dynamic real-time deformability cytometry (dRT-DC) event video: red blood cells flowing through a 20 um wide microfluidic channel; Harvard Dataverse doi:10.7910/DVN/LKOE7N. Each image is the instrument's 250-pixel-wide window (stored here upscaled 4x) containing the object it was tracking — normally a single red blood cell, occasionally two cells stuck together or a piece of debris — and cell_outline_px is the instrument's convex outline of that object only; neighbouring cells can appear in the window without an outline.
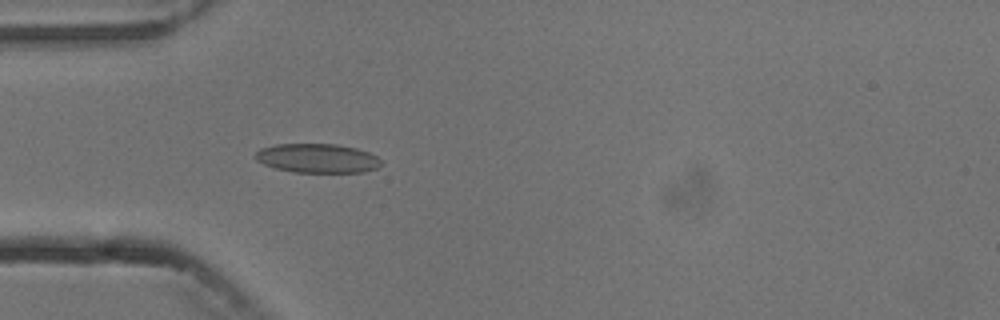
{"species": "common noctule bat (a hibernating species)", "species_latin": "Nyctalus noctula", "temperature_condition": "cold", "stored_images_in_passage": 3, "camera_frame_rate_fps": 3000, "um_per_image_px": 0.085, "animal": {"sex": "male", "body_mass_g": 13.3}, "frame": {"image": 1, "passage_image": 3, "time_ms": 2.333, "image_size_px": [1000, 320], "cell_outline_px": [[380, 164], [376, 168], [364, 172], [292, 172], [276, 168], [264, 164], [256, 160], [256, 152], [260, 148], [276, 144], [336, 144], [356, 148], [368, 152], [376, 156], [380, 160]], "centroid_in_image_um": [26.96, 13.45], "position_along_channel_um": 58.0, "area_um2": 21.21}}